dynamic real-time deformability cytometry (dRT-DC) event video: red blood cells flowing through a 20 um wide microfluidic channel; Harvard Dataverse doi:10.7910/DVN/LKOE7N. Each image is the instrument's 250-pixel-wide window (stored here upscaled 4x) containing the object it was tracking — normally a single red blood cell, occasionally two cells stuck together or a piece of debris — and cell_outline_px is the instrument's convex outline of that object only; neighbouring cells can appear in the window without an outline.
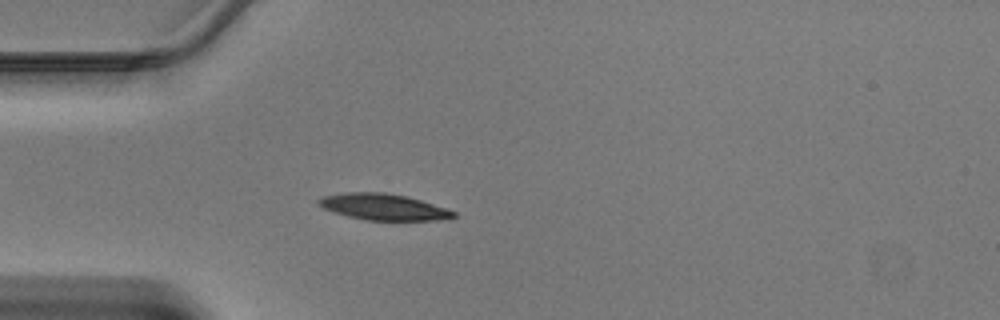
{"species": "Egyptian fruit bat (a non-hibernating species)", "species_latin": "Rousettus aegyptiacus", "temperature_condition": "warm", "stored_images_in_passage": 37, "camera_frame_rate_fps": 3000, "um_per_image_px": 0.085, "animal": {"sex": "male"}, "frame": {"image": 1, "passage_image": 10, "time_ms": 3.0, "image_size_px": [1000, 320], "cell_outline_px": [[456, 216], [436, 220], [364, 220], [348, 216], [324, 208], [316, 204], [316, 200], [324, 196], [344, 192], [384, 192], [408, 196], [456, 212]], "centroid_in_image_um": [32.54, 17.58], "position_along_channel_um": 52.5, "area_um2": 20.46}}
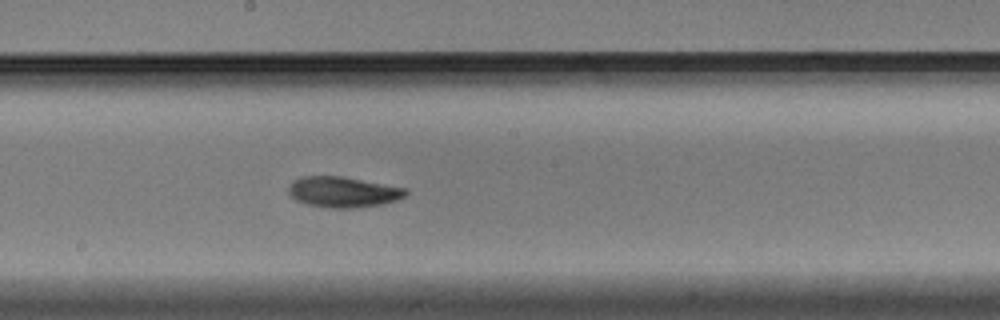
{"frame": {"image": 2, "passage_image": 22, "time_ms": 7.0, "image_size_px": [1000, 320], "cell_outline_px": [[408, 192], [404, 196], [396, 200], [380, 204], [356, 208], [328, 208], [308, 204], [296, 200], [288, 192], [288, 188], [292, 180], [304, 176], [340, 176], [408, 188]], "centroid_in_image_um": [29.15, 16.32], "position_along_channel_um": 219.0, "area_um2": 20.87}}
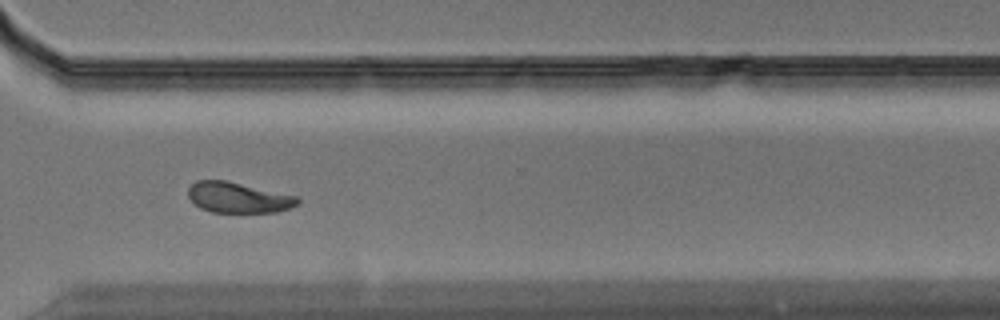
{"frame": {"image": 3, "passage_image": 31, "time_ms": 10.0, "image_size_px": [1000, 320], "cell_outline_px": [[300, 204], [292, 208], [276, 212], [212, 212], [200, 208], [188, 196], [188, 188], [196, 180], [228, 180], [296, 196], [300, 200]], "centroid_in_image_um": [20.27, 16.79], "position_along_channel_um": 350.3, "area_um2": 19.59}}